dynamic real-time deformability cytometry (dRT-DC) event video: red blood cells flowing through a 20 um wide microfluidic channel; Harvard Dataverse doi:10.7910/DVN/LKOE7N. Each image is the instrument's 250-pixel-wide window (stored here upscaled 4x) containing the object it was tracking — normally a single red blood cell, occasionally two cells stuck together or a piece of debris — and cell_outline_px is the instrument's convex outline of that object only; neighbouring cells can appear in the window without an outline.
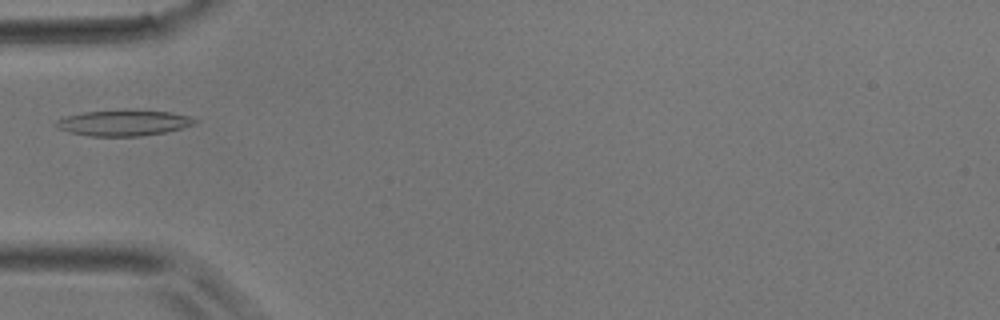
{"species": "common noctule bat (a hibernating species)", "species_latin": "Nyctalus noctula", "temperature_condition": "room temperature", "stored_images_in_passage": 3, "camera_frame_rate_fps": 3000, "um_per_image_px": 0.085, "animal": {"sex": "male", "body_mass_g": 17.9}, "frame": {"image": 1, "passage_image": 3, "time_ms": 0.667, "image_size_px": [1000, 320], "cell_outline_px": [[200, 120], [196, 124], [164, 132], [140, 136], [88, 136], [68, 132], [56, 128], [52, 124], [56, 120], [64, 116], [84, 112], [124, 108], [128, 108], [172, 112], [188, 116]], "centroid_in_image_um": [10.47, 10.41], "position_along_channel_um": 74.5, "area_um2": 21.62}}